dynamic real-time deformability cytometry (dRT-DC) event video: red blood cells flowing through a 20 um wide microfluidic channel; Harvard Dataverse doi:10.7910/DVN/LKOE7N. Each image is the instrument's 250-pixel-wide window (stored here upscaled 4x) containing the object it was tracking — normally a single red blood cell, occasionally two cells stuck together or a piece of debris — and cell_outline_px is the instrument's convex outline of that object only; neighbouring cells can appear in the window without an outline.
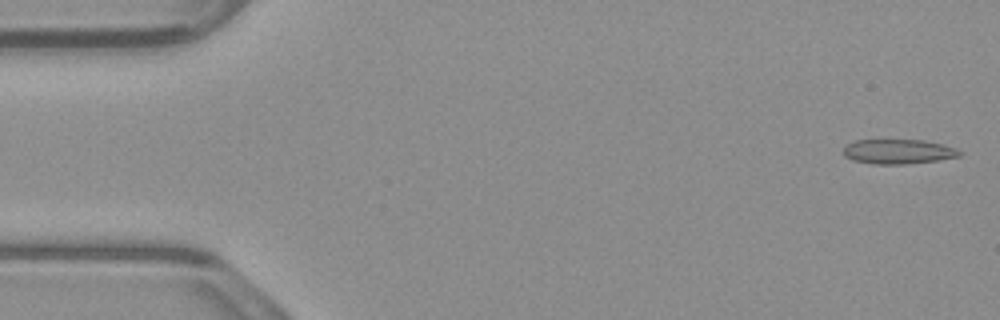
{"species": "common noctule bat (a hibernating species)", "species_latin": "Nyctalus noctula", "temperature_condition": "warm", "stored_images_in_passage": 53, "camera_frame_rate_fps": 3000, "um_per_image_px": 0.085, "animal": {"sex": "male", "body_mass_g": 23.1, "forearm_length_mm": 52.7}, "frame": {"image": 1, "passage_image": 2, "time_ms": 0.333, "image_size_px": [1000, 320], "cell_outline_px": [[964, 152], [960, 156], [936, 160], [908, 164], [872, 164], [852, 160], [844, 156], [844, 148], [848, 144], [856, 140], [924, 140], [944, 144], [956, 148]], "centroid_in_image_um": [76.38, 12.88], "position_along_channel_um": 8.6, "area_um2": 16.76}}
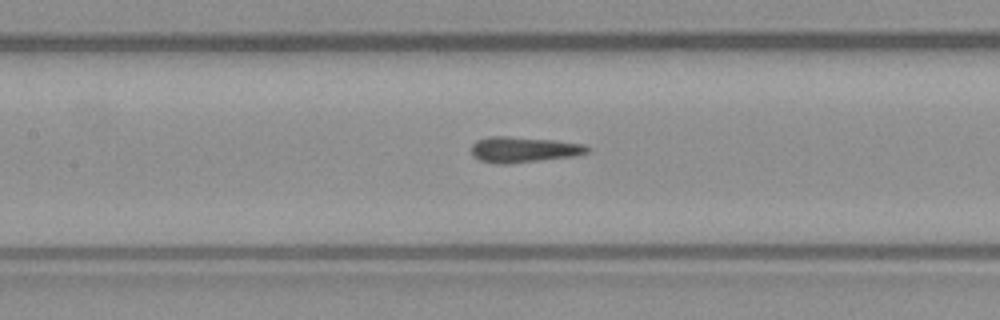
{"frame": {"image": 2, "passage_image": 24, "time_ms": 7.667, "image_size_px": [1000, 320], "cell_outline_px": [[588, 152], [576, 156], [508, 164], [500, 164], [480, 160], [472, 156], [472, 144], [476, 140], [488, 136], [508, 136], [556, 140], [584, 144], [588, 148]], "centroid_in_image_um": [44.49, 12.71], "position_along_channel_um": 162.9, "area_um2": 17.46}}
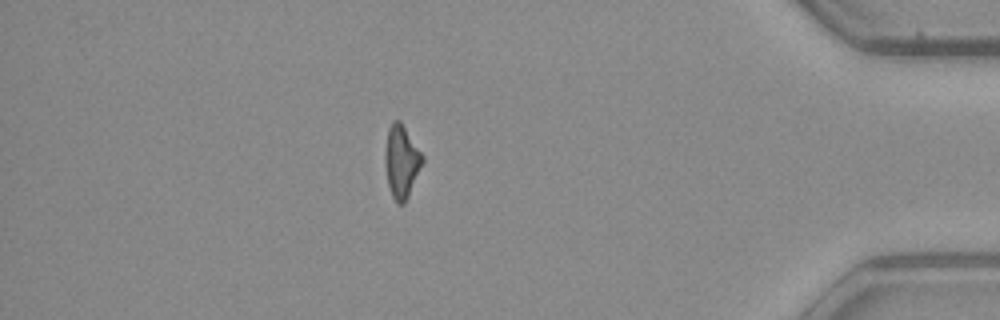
{"frame": {"image": 3, "passage_image": 46, "time_ms": 15.0, "image_size_px": [1000, 320], "cell_outline_px": [[424, 160], [408, 196], [404, 204], [396, 204], [392, 196], [388, 184], [384, 160], [384, 156], [388, 128], [392, 120], [400, 120], [424, 156]], "centroid_in_image_um": [34.11, 13.71], "position_along_channel_um": 401.1, "area_um2": 15.84}, "authors_computed_cell_mechanics": {"area_um2": 16.9354, "velocity_mm_per_s": 3.9128, "shape_relaxation_time_tau1_ms": null, "shape_relaxation_time_tau2_ms": 3.0381, "deformation_change_tau1": null, "deformation_change_tau2": 0.1061}}